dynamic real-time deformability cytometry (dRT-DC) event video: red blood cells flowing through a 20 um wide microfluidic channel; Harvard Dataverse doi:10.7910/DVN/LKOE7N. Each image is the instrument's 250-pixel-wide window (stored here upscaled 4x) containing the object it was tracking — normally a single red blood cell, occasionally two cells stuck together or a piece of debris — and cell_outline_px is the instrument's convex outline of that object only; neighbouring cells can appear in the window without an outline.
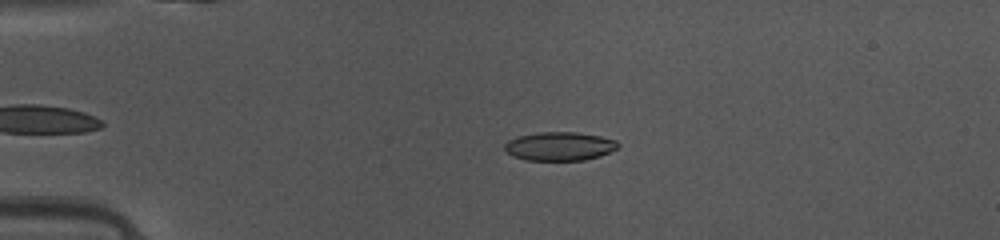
{"species": "common noctule bat (a hibernating species)", "species_latin": "Nyctalus noctula", "temperature_condition": "warm", "stored_images_in_passage": 33, "camera_frame_rate_fps": 3000, "um_per_image_px": 0.085, "animal": {"sex": "female", "body_mass_g": 10.0, "forearm_length_mm": 53.1}, "frame": {"image": 1, "passage_image": 1, "time_ms": 0.0, "image_size_px": [1000, 240], "cell_outline_px": [[620, 144], [616, 148], [600, 156], [584, 160], [524, 160], [512, 156], [504, 148], [504, 144], [508, 140], [516, 136], [540, 132], [576, 132], [600, 136], [616, 140]], "centroid_in_image_um": [47.53, 12.43], "position_along_channel_um": 37.5, "area_um2": 18.96}}
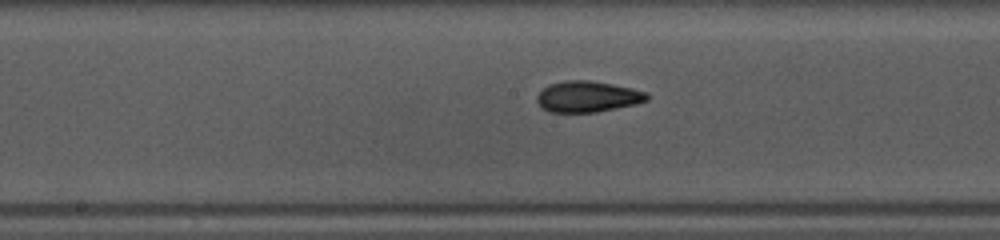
{"frame": {"image": 2, "passage_image": 15, "time_ms": 4.667, "image_size_px": [1000, 240], "cell_outline_px": [[648, 100], [636, 104], [596, 112], [548, 112], [536, 100], [536, 96], [548, 84], [564, 80], [588, 80], [612, 84], [632, 88], [648, 92]], "centroid_in_image_um": [49.95, 8.2], "position_along_channel_um": 198.2, "area_um2": 19.88}}
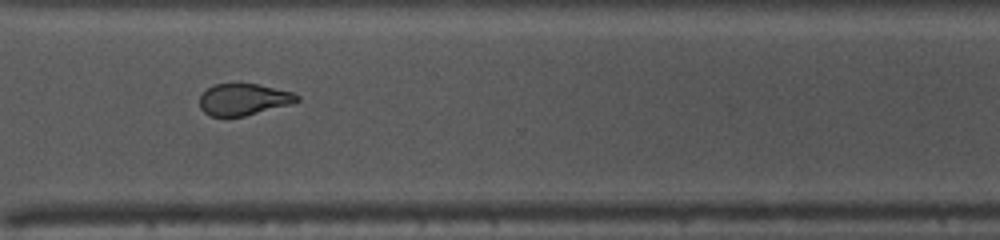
{"frame": {"image": 3, "passage_image": 26, "time_ms": 8.333, "image_size_px": [1000, 240], "cell_outline_px": [[300, 100], [292, 104], [244, 116], [212, 116], [204, 112], [200, 108], [200, 96], [208, 88], [216, 84], [260, 84], [292, 92], [300, 96]], "centroid_in_image_um": [20.74, 8.45], "position_along_channel_um": 349.9, "area_um2": 17.86}, "authors_computed_cell_mechanics": {"area_um2": 19.5942, "velocity_mm_per_s": 4.1437, "shape_relaxation_time_tau1_ms": 2.503, "shape_relaxation_time_tau2_ms": 2.0655, "deformation_change_tau1": 0.1381, "deformation_change_tau2": 0.0893}}